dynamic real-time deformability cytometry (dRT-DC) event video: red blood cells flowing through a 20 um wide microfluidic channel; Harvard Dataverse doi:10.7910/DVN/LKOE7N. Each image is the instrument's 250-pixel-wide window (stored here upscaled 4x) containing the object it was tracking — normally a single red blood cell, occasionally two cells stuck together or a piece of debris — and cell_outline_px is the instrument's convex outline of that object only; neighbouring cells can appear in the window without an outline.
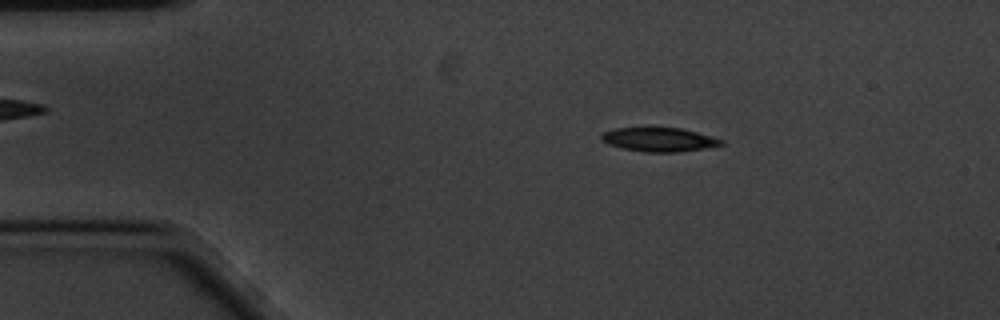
{"species": "common noctule bat (a hibernating species)", "species_latin": "Nyctalus noctula", "temperature_condition": "cold", "stored_images_in_passage": 51, "camera_frame_rate_fps": 3000, "um_per_image_px": 0.085, "animal": {"sex": "male", "body_mass_g": 20.1, "forearm_length_mm": 53.5}, "frame": {"image": 1, "passage_image": 3, "time_ms": 0.667, "image_size_px": [1000, 320], "cell_outline_px": [[724, 144], [704, 148], [676, 152], [648, 152], [624, 148], [608, 144], [600, 140], [600, 136], [604, 132], [616, 128], [648, 124], [680, 128], [696, 132], [724, 140]], "centroid_in_image_um": [55.96, 11.8], "position_along_channel_um": 29.0, "area_um2": 17.34}}
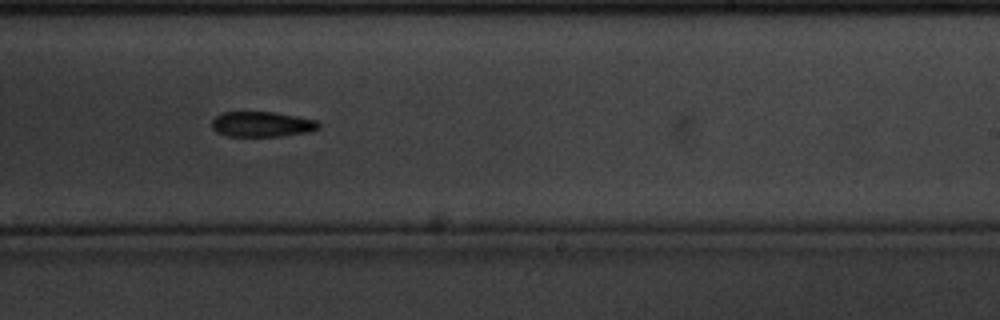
{"frame": {"image": 2, "passage_image": 28, "time_ms": 9.0, "image_size_px": [1000, 320], "cell_outline_px": [[320, 128], [308, 132], [280, 136], [228, 136], [216, 132], [212, 128], [212, 120], [220, 112], [272, 112], [320, 120]], "centroid_in_image_um": [22.28, 10.55], "position_along_channel_um": 266.7, "area_um2": 15.84}}
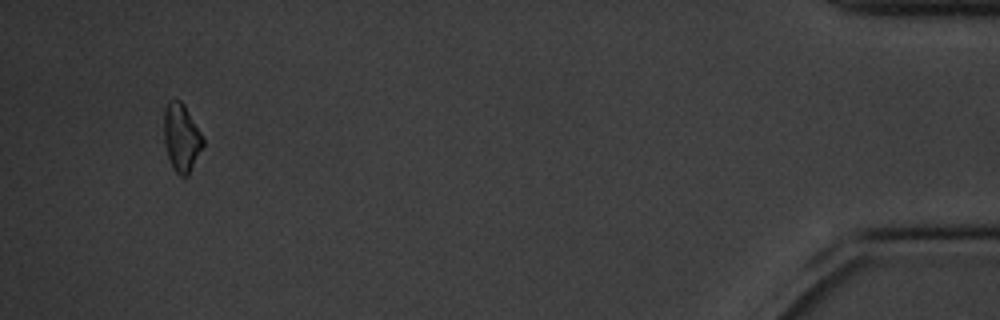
{"frame": {"image": 3, "passage_image": 48, "time_ms": 15.667, "image_size_px": [1000, 320], "cell_outline_px": [[204, 144], [188, 176], [180, 176], [172, 168], [164, 144], [164, 108], [168, 100], [180, 100], [184, 104], [200, 132], [204, 140]], "centroid_in_image_um": [15.4, 11.7], "position_along_channel_um": 419.8, "area_um2": 15.43}, "authors_computed_cell_mechanics": {"area_um2": 16.7042, "velocity_mm_per_s": 3.4363, "shape_relaxation_time_tau1_ms": 2.5437, "shape_relaxation_time_tau2_ms": null, "deformation_change_tau1": 0.0866, "deformation_change_tau2": null}}